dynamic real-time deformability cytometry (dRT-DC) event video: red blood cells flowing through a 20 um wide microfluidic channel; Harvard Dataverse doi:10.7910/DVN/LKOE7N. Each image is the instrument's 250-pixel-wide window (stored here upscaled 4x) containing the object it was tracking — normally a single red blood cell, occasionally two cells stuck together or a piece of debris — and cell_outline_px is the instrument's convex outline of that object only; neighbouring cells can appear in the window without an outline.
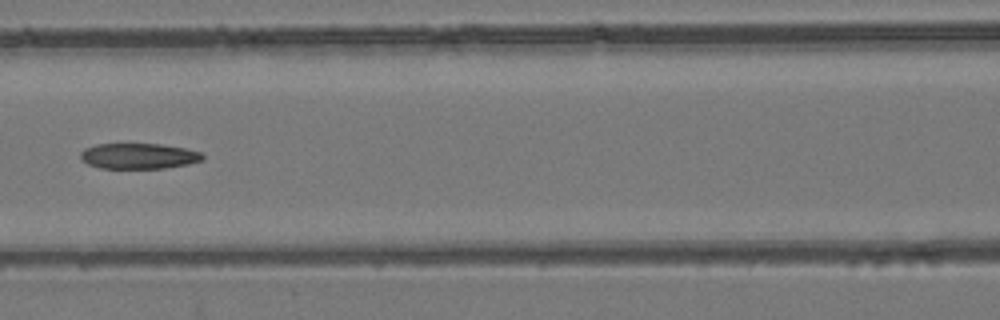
{"species": "common noctule bat (a hibernating species)", "species_latin": "Nyctalus noctula", "temperature_condition": "room temperature", "stored_images_in_passage": 9, "camera_frame_rate_fps": 3000, "um_per_image_px": 0.085, "animal": {"sex": "female", "body_mass_g": 24.6, "forearm_length_mm": 56.2}, "frame": {"image": 1, "passage_image": 6, "time_ms": 5.667, "image_size_px": [1000, 320], "cell_outline_px": [[204, 160], [188, 164], [164, 168], [100, 168], [88, 164], [80, 160], [80, 152], [84, 148], [96, 144], [160, 144], [184, 148], [200, 152], [204, 156]], "centroid_in_image_um": [11.76, 13.26], "position_along_channel_um": 154.8, "area_um2": 18.26}}
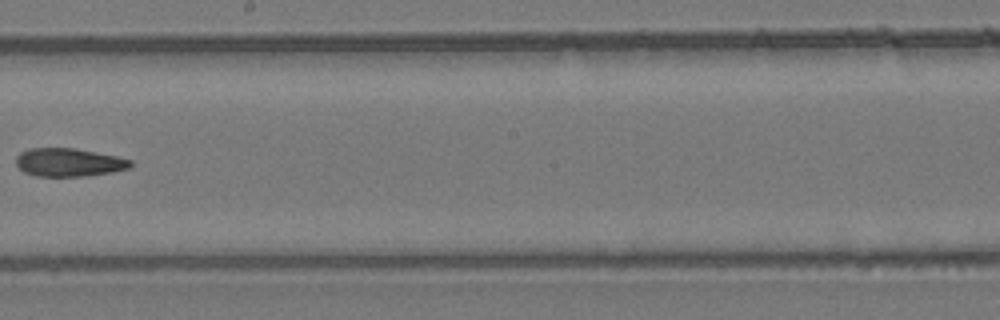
{"frame": {"image": 2, "passage_image": 8, "time_ms": 8.0, "image_size_px": [1000, 320], "cell_outline_px": [[132, 164], [128, 168], [112, 172], [84, 176], [36, 176], [24, 172], [16, 164], [16, 156], [20, 152], [32, 148], [76, 148], [116, 156], [132, 160]], "centroid_in_image_um": [5.84, 13.8], "position_along_channel_um": 242.4, "area_um2": 18.79}}
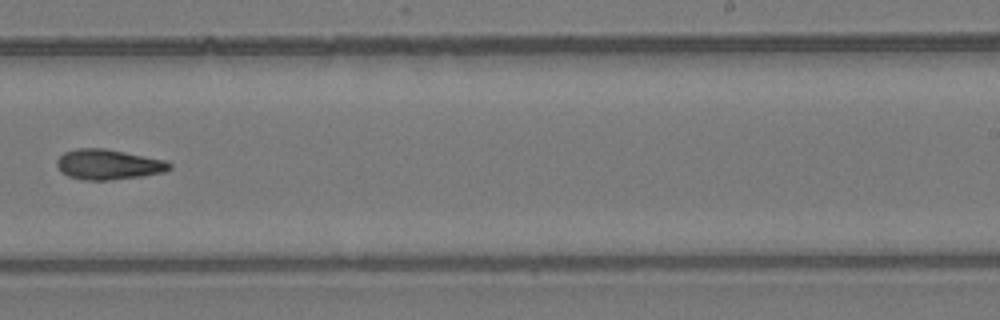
{"frame": {"image": 3, "passage_image": 9, "time_ms": 9.0, "image_size_px": [1000, 320], "cell_outline_px": [[172, 168], [164, 172], [144, 176], [112, 180], [80, 180], [68, 176], [60, 172], [56, 164], [56, 160], [64, 152], [76, 148], [104, 148], [164, 160], [172, 164]], "centroid_in_image_um": [9.18, 13.99], "position_along_channel_um": 279.8, "area_um2": 20.0}}